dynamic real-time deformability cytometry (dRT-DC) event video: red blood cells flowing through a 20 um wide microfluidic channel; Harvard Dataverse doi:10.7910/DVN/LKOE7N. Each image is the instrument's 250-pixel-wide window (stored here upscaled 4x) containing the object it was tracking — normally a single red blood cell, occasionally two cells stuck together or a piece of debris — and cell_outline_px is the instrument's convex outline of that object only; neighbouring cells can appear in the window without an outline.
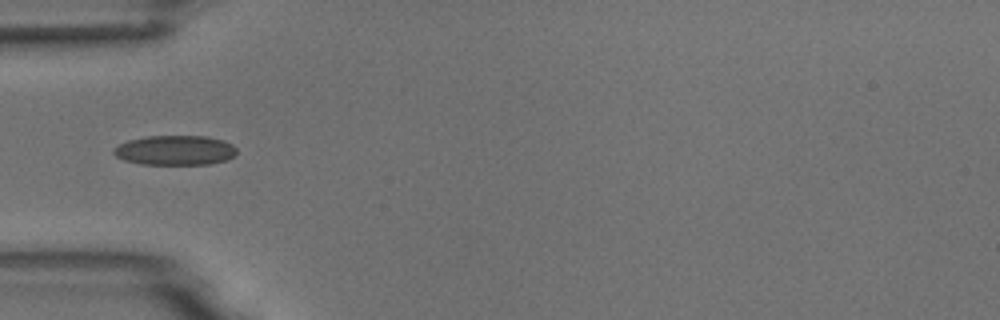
{"species": "common noctule bat (a hibernating species)", "species_latin": "Nyctalus noctula", "temperature_condition": "room temperature", "stored_images_in_passage": 3, "camera_frame_rate_fps": 3000, "um_per_image_px": 0.085, "animal": {"sex": "male", "body_mass_g": 18.8}, "frame": {"image": 1, "passage_image": 3, "time_ms": 2.0, "image_size_px": [1000, 320], "cell_outline_px": [[236, 152], [228, 160], [212, 164], [140, 164], [124, 160], [116, 156], [112, 152], [112, 148], [128, 140], [148, 136], [204, 136], [224, 140], [232, 144], [236, 148]], "centroid_in_image_um": [14.88, 12.77], "position_along_channel_um": 70.1, "area_um2": 21.39}}